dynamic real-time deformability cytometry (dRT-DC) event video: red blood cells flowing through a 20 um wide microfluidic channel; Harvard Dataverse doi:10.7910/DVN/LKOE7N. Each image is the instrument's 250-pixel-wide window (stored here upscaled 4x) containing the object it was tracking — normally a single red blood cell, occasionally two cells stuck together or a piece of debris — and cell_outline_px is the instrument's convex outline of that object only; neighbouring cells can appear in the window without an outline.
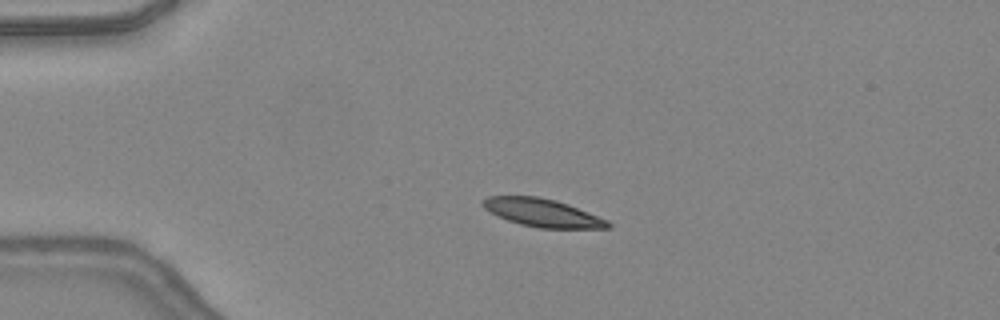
{"species": "common noctule bat (a hibernating species)", "species_latin": "Nyctalus noctula", "temperature_condition": "warm", "stored_images_in_passage": 38, "camera_frame_rate_fps": 3000, "um_per_image_px": 0.085, "animal": {"sex": "female", "body_mass_g": 24.6, "forearm_length_mm": 56.2}, "frame": {"image": 1, "passage_image": 1, "time_ms": 0.0, "image_size_px": [1000, 320], "cell_outline_px": [[612, 228], [540, 228], [520, 224], [508, 220], [484, 208], [480, 204], [488, 196], [536, 196], [556, 200], [568, 204], [608, 220], [612, 224]], "centroid_in_image_um": [46.14, 18.08], "position_along_channel_um": 38.9, "area_um2": 20.23}}
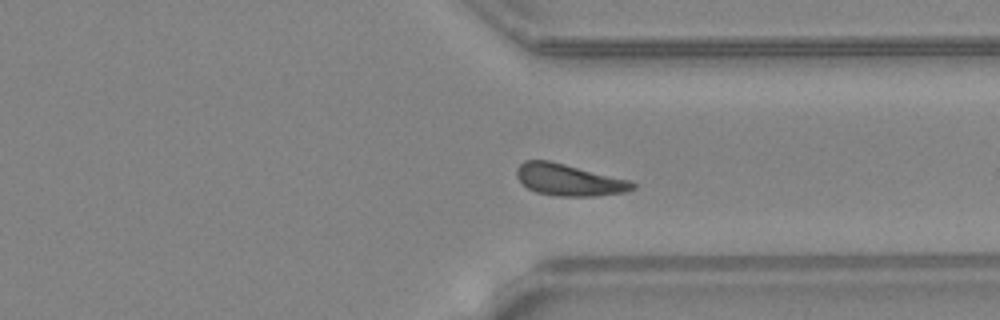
{"frame": {"image": 2, "passage_image": 26, "time_ms": 8.333, "image_size_px": [1000, 320], "cell_outline_px": [[636, 188], [624, 192], [596, 196], [556, 196], [536, 192], [528, 188], [516, 176], [516, 168], [524, 160], [548, 160], [628, 180], [636, 184]], "centroid_in_image_um": [48.33, 15.29], "position_along_channel_um": 363.1, "area_um2": 21.15}}
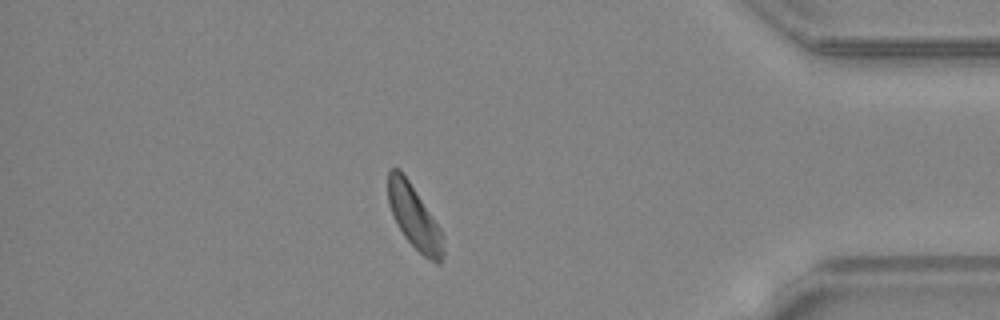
{"frame": {"image": 3, "passage_image": 31, "time_ms": 10.0, "image_size_px": [1000, 320], "cell_outline_px": [[444, 252], [440, 264], [436, 264], [428, 260], [404, 236], [396, 224], [388, 204], [388, 172], [392, 168], [400, 168], [440, 228], [444, 236]], "centroid_in_image_um": [35.21, 18.48], "position_along_channel_um": 400.0, "area_um2": 20.35}, "authors_computed_cell_mechanics": {"area_um2": 20.8947, "velocity_mm_per_s": 4.3612, "shape_relaxation_time_tau1_ms": 6.2112, "shape_relaxation_time_tau2_ms": 5.3001, "deformation_change_tau1": 0.1479, "deformation_change_tau2": 0.1469}}